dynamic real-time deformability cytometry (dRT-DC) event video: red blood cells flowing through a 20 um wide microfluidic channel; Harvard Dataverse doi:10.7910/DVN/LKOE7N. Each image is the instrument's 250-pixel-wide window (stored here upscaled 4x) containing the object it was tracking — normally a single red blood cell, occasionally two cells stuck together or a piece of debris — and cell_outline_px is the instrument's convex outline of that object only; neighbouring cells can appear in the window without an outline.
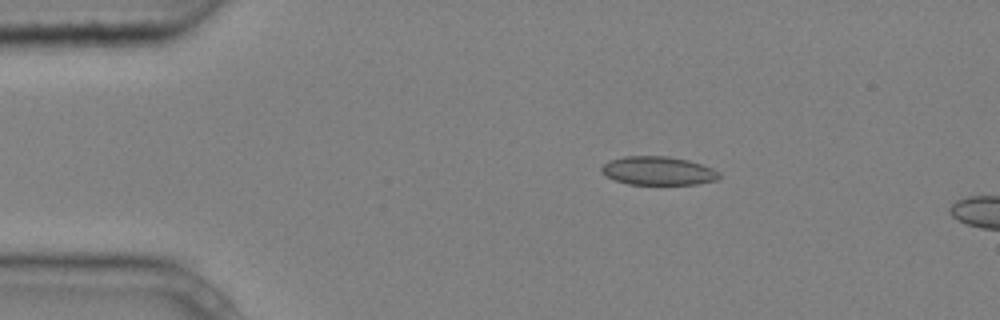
{"species": "common noctule bat (a hibernating species)", "species_latin": "Nyctalus noctula", "temperature_condition": "cold", "stored_images_in_passage": 3, "camera_frame_rate_fps": 3000, "um_per_image_px": 0.085, "animal": {"sex": "male", "body_mass_g": 20.4}, "frame": {"image": 1, "passage_image": 1, "time_ms": 0.0, "image_size_px": [1000, 320], "cell_outline_px": [[720, 176], [716, 180], [696, 184], [628, 184], [604, 176], [600, 172], [600, 168], [608, 160], [624, 156], [668, 156], [688, 160], [712, 168], [720, 172]], "centroid_in_image_um": [55.9, 14.51], "position_along_channel_um": 29.1, "area_um2": 19.65}}